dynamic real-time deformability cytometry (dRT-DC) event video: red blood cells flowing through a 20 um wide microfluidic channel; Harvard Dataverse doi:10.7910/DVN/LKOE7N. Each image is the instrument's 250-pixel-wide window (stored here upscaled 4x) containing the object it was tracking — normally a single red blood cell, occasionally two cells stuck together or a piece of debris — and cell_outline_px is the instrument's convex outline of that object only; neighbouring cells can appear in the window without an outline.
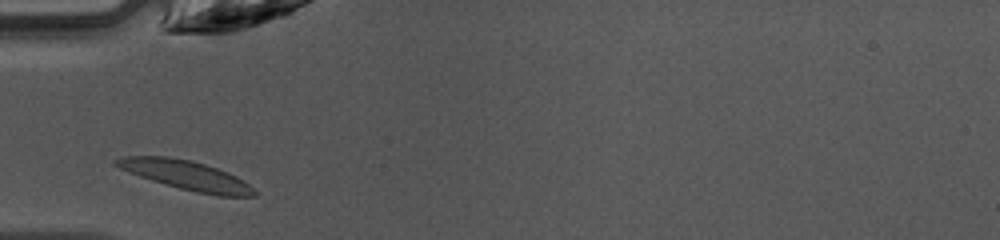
{"species": "common noctule bat (a hibernating species)", "species_latin": "Nyctalus noctula", "temperature_condition": "warm", "stored_images_in_passage": 25, "camera_frame_rate_fps": 3000, "um_per_image_px": 0.085, "animal": {"sex": "female", "body_mass_g": 10.0, "forearm_length_mm": 53.1}, "frame": {"image": 1, "passage_image": 1, "time_ms": 0.0, "image_size_px": [1000, 240], "cell_outline_px": [[260, 192], [256, 196], [216, 196], [196, 192], [180, 188], [152, 180], [128, 172], [112, 164], [112, 160], [124, 156], [168, 156], [192, 160], [228, 172], [244, 180]], "centroid_in_image_um": [15.86, 14.89], "position_along_channel_um": 69.1, "area_um2": 23.7}}
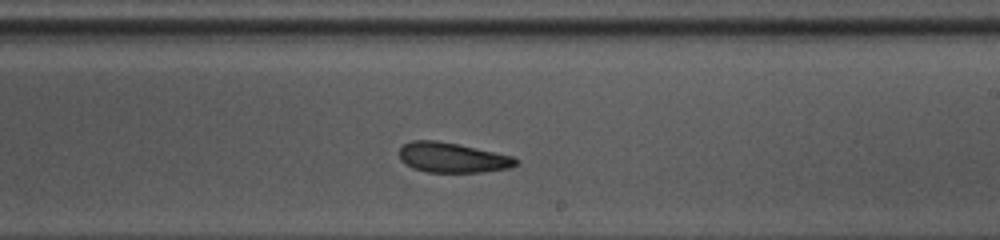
{"frame": {"image": 2, "passage_image": 14, "time_ms": 4.333, "image_size_px": [1000, 240], "cell_outline_px": [[520, 164], [508, 168], [480, 172], [428, 172], [412, 168], [404, 164], [400, 160], [400, 148], [404, 144], [412, 140], [436, 140], [456, 144], [512, 156], [520, 160]], "centroid_in_image_um": [38.44, 13.4], "position_along_channel_um": 250.6, "area_um2": 20.29}}
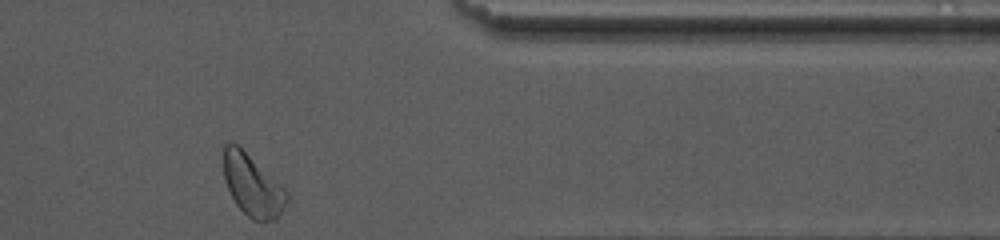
{"frame": {"image": 3, "passage_image": 25, "time_ms": 8.0, "image_size_px": [1000, 240], "cell_outline_px": [[288, 200], [276, 220], [252, 220], [236, 204], [224, 180], [224, 144], [236, 144], [280, 184], [288, 192]], "centroid_in_image_um": [21.47, 15.79], "position_along_channel_um": 389.9, "area_um2": 22.02}, "authors_computed_cell_mechanics": {"area_um2": 20.9814, "velocity_mm_per_s": 4.1778, "shape_relaxation_time_tau1_ms": 3.2483, "shape_relaxation_time_tau2_ms": 2.6965, "deformation_change_tau1": 0.121, "deformation_change_tau2": 0.1084}}